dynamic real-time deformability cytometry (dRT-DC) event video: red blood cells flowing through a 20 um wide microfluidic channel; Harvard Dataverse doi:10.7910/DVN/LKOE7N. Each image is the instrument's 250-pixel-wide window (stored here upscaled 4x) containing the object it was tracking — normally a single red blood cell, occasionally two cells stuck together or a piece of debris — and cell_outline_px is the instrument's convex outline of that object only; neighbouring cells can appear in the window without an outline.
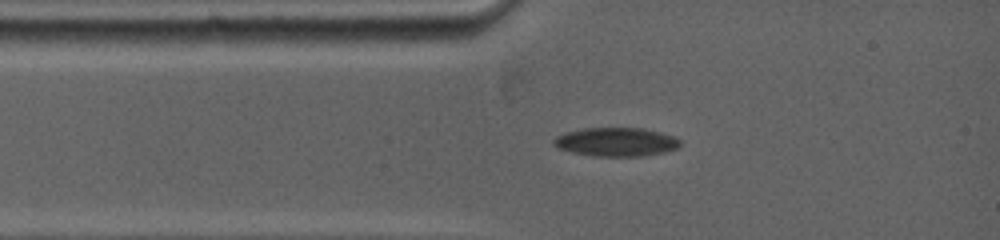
{"species": "common noctule bat (a hibernating species)", "species_latin": "Nyctalus noctula", "temperature_condition": "warm", "stored_images_in_passage": 6, "camera_frame_rate_fps": 5000, "um_per_image_px": 0.085, "animal": {"sex": "female", "body_mass_g": 19.0, "forearm_length_mm": 53.3}, "frame": {"image": 1, "passage_image": 1, "time_ms": 0.0, "image_size_px": [1000, 240], "cell_outline_px": [[680, 144], [672, 148], [652, 152], [620, 156], [608, 156], [580, 152], [564, 148], [556, 144], [556, 140], [560, 136], [568, 132], [584, 128], [644, 128], [660, 132], [672, 136], [680, 140]], "centroid_in_image_um": [52.41, 12.0], "position_along_channel_um": 32.6, "area_um2": 19.31}}